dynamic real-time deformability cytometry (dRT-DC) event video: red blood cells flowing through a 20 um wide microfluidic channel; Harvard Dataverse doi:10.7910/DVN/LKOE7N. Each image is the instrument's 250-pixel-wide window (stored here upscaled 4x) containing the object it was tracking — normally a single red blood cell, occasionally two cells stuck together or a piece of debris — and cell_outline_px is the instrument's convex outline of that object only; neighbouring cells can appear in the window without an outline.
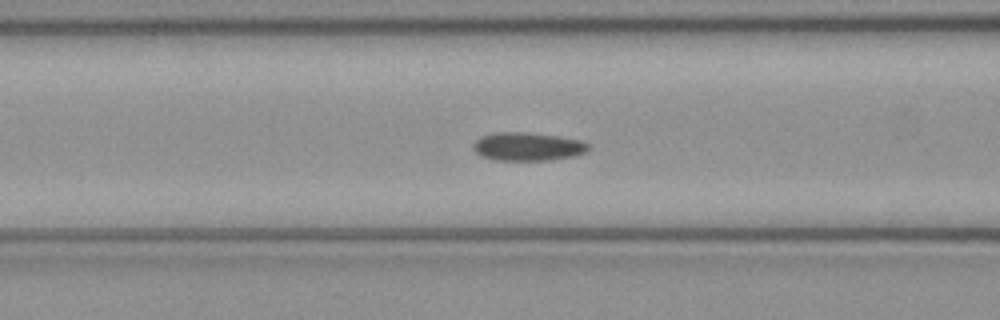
{"species": "common noctule bat (a hibernating species)", "species_latin": "Nyctalus noctula", "temperature_condition": "cold", "stored_images_in_passage": 53, "camera_frame_rate_fps": 3000, "um_per_image_px": 0.085, "animal": {"sex": "female", "body_mass_g": 21.9}, "frame": {"image": 1, "passage_image": 21, "time_ms": 6.667, "image_size_px": [1000, 320], "cell_outline_px": [[592, 148], [588, 152], [572, 156], [548, 160], [496, 160], [480, 156], [472, 148], [472, 144], [480, 136], [492, 132], [524, 132], [560, 136], [584, 140], [592, 144]], "centroid_in_image_um": [44.9, 12.44], "position_along_channel_um": 121.7, "area_um2": 19.48}}
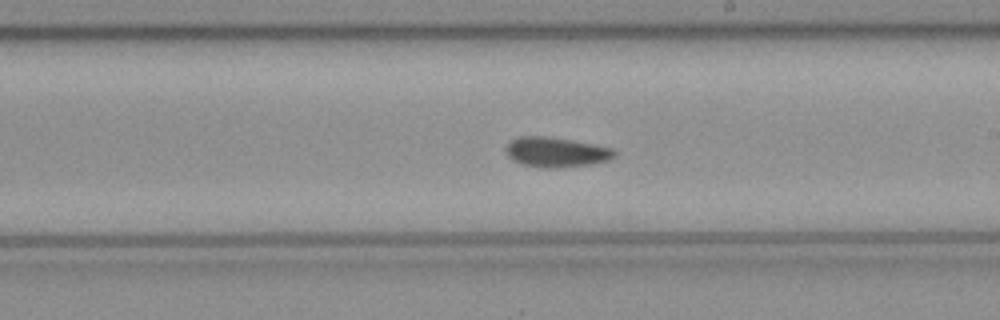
{"frame": {"image": 2, "passage_image": 30, "time_ms": 9.667, "image_size_px": [1000, 320], "cell_outline_px": [[616, 156], [608, 160], [592, 164], [556, 168], [536, 168], [512, 160], [508, 156], [508, 144], [516, 136], [544, 136], [572, 140], [612, 148], [616, 152]], "centroid_in_image_um": [47.28, 12.94], "position_along_channel_um": 241.7, "area_um2": 18.84}}
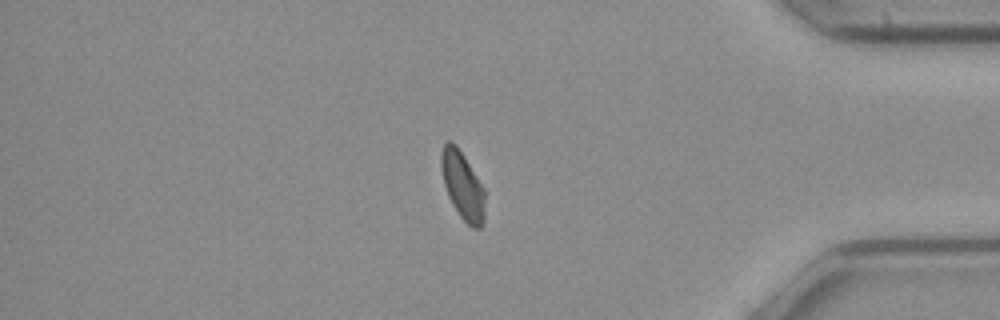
{"frame": {"image": 3, "passage_image": 44, "time_ms": 14.333, "image_size_px": [1000, 320], "cell_outline_px": [[484, 220], [480, 228], [472, 228], [460, 216], [452, 204], [448, 196], [444, 184], [440, 164], [440, 152], [444, 144], [448, 140], [452, 140], [456, 144], [464, 156], [484, 188]], "centroid_in_image_um": [39.3, 15.74], "position_along_channel_um": 395.9, "area_um2": 17.28}}